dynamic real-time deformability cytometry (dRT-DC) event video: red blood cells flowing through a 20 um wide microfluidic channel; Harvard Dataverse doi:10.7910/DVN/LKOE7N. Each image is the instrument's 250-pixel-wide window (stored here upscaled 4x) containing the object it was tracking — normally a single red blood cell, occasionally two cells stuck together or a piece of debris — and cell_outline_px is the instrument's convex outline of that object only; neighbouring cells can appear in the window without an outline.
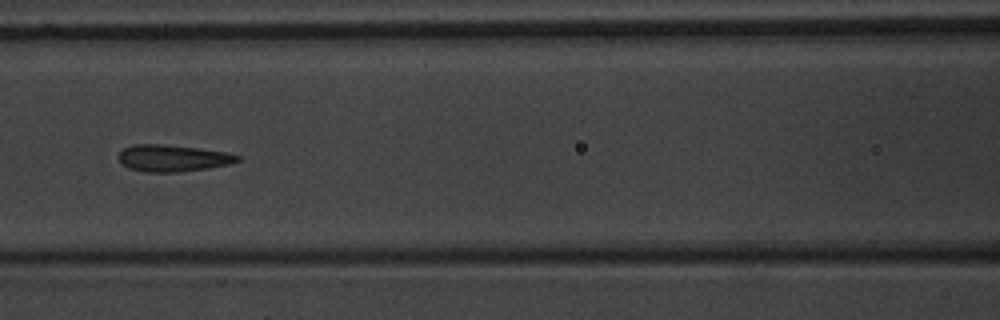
{"species": "common noctule bat (a hibernating species)", "species_latin": "Nyctalus noctula", "temperature_condition": "warm", "stored_images_in_passage": 5, "camera_frame_rate_fps": 3000, "um_per_image_px": 0.085, "animal": {"sex": "male", "body_mass_g": 20.1, "forearm_length_mm": 53.5}, "frame": {"image": 1, "passage_image": 3, "time_ms": 2.333, "image_size_px": [1000, 320], "cell_outline_px": [[240, 160], [228, 164], [208, 168], [180, 172], [144, 172], [128, 168], [116, 156], [124, 148], [132, 144], [160, 144], [200, 148], [224, 152], [240, 156]], "centroid_in_image_um": [14.65, 13.44], "position_along_channel_um": 152.0, "area_um2": 18.5}}
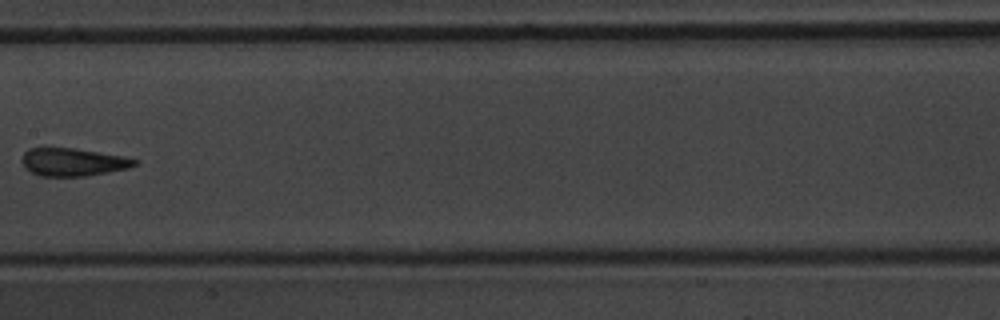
{"frame": {"image": 2, "passage_image": 4, "time_ms": 3.667, "image_size_px": [1000, 320], "cell_outline_px": [[140, 160], [136, 164], [128, 168], [108, 172], [84, 176], [40, 176], [24, 168], [20, 160], [24, 152], [28, 148], [44, 144], [76, 148], [124, 156]], "centroid_in_image_um": [6.11, 13.72], "position_along_channel_um": 201.3, "area_um2": 19.13}}
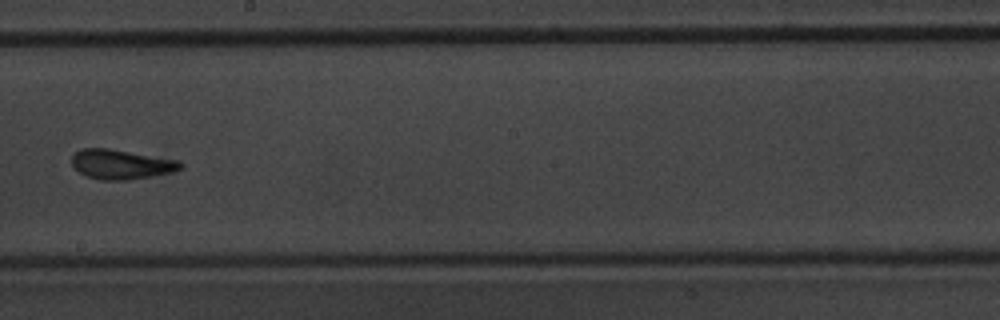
{"frame": {"image": 3, "passage_image": 5, "time_ms": 4.667, "image_size_px": [1000, 320], "cell_outline_px": [[184, 164], [180, 168], [172, 172], [128, 180], [100, 180], [84, 176], [72, 168], [72, 156], [80, 148], [108, 148], [176, 160]], "centroid_in_image_um": [10.21, 13.97], "position_along_channel_um": 238.0, "area_um2": 18.73}}